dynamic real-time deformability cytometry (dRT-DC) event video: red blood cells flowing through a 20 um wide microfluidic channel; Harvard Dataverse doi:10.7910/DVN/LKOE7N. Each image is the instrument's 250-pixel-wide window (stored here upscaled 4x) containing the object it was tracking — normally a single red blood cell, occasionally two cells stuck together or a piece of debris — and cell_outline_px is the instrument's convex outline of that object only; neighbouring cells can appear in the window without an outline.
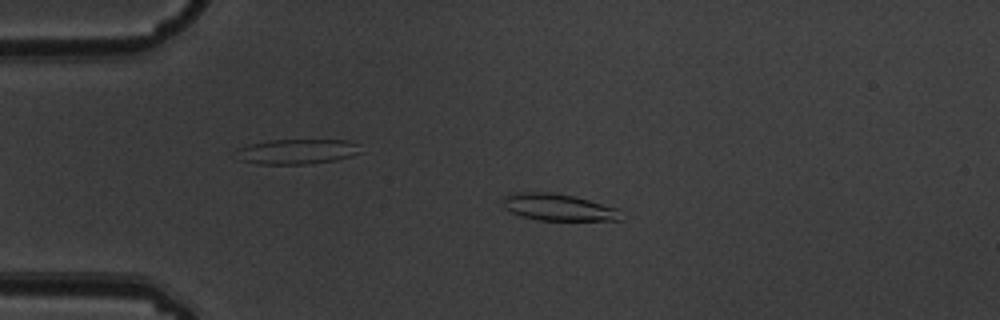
{"species": "common noctule bat (a hibernating species)", "species_latin": "Nyctalus noctula", "temperature_condition": "warm", "stored_images_in_passage": 4, "camera_frame_rate_fps": 3000, "um_per_image_px": 0.085, "animal": {"sex": "male", "body_mass_g": 19.5, "forearm_length_mm": 54.6}, "frame": {"image": 1, "passage_image": 3, "time_ms": 0.667, "image_size_px": [1000, 320], "cell_outline_px": [[624, 220], [536, 220], [520, 216], [504, 208], [504, 196], [516, 192], [552, 192], [572, 196], [620, 208]], "centroid_in_image_um": [47.5, 17.62], "position_along_channel_um": 37.5, "area_um2": 18.55}}